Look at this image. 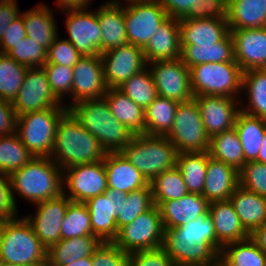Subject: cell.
Segmentation results:
<instances>
[{"label":"cell","mask_w":266,"mask_h":266,"mask_svg":"<svg viewBox=\"0 0 266 266\" xmlns=\"http://www.w3.org/2000/svg\"><path fill=\"white\" fill-rule=\"evenodd\" d=\"M161 248L175 266H217L223 245L208 211L183 226L164 229Z\"/></svg>","instance_id":"1"},{"label":"cell","mask_w":266,"mask_h":266,"mask_svg":"<svg viewBox=\"0 0 266 266\" xmlns=\"http://www.w3.org/2000/svg\"><path fill=\"white\" fill-rule=\"evenodd\" d=\"M107 152L68 110L61 118L50 158L62 169L104 160Z\"/></svg>","instance_id":"2"},{"label":"cell","mask_w":266,"mask_h":266,"mask_svg":"<svg viewBox=\"0 0 266 266\" xmlns=\"http://www.w3.org/2000/svg\"><path fill=\"white\" fill-rule=\"evenodd\" d=\"M63 170L50 157H35L12 172L11 189L31 203L46 201L63 193Z\"/></svg>","instance_id":"3"},{"label":"cell","mask_w":266,"mask_h":266,"mask_svg":"<svg viewBox=\"0 0 266 266\" xmlns=\"http://www.w3.org/2000/svg\"><path fill=\"white\" fill-rule=\"evenodd\" d=\"M69 110L107 153L120 152L134 136L114 117L104 97L77 102Z\"/></svg>","instance_id":"4"},{"label":"cell","mask_w":266,"mask_h":266,"mask_svg":"<svg viewBox=\"0 0 266 266\" xmlns=\"http://www.w3.org/2000/svg\"><path fill=\"white\" fill-rule=\"evenodd\" d=\"M0 261L22 266H46L47 248L25 217L0 221Z\"/></svg>","instance_id":"5"},{"label":"cell","mask_w":266,"mask_h":266,"mask_svg":"<svg viewBox=\"0 0 266 266\" xmlns=\"http://www.w3.org/2000/svg\"><path fill=\"white\" fill-rule=\"evenodd\" d=\"M120 152L149 183L176 166L177 151L166 136L134 135Z\"/></svg>","instance_id":"6"},{"label":"cell","mask_w":266,"mask_h":266,"mask_svg":"<svg viewBox=\"0 0 266 266\" xmlns=\"http://www.w3.org/2000/svg\"><path fill=\"white\" fill-rule=\"evenodd\" d=\"M68 110L67 107H53L16 117L15 132L34 157L51 156L58 124Z\"/></svg>","instance_id":"7"},{"label":"cell","mask_w":266,"mask_h":266,"mask_svg":"<svg viewBox=\"0 0 266 266\" xmlns=\"http://www.w3.org/2000/svg\"><path fill=\"white\" fill-rule=\"evenodd\" d=\"M243 71L237 62L201 63L190 68L193 97L226 96L236 99L242 89Z\"/></svg>","instance_id":"8"},{"label":"cell","mask_w":266,"mask_h":266,"mask_svg":"<svg viewBox=\"0 0 266 266\" xmlns=\"http://www.w3.org/2000/svg\"><path fill=\"white\" fill-rule=\"evenodd\" d=\"M166 137L175 145L177 153L205 152L210 147V137L203 126L196 99L180 102L173 127Z\"/></svg>","instance_id":"9"},{"label":"cell","mask_w":266,"mask_h":266,"mask_svg":"<svg viewBox=\"0 0 266 266\" xmlns=\"http://www.w3.org/2000/svg\"><path fill=\"white\" fill-rule=\"evenodd\" d=\"M164 227L155 204L118 230L113 243L127 254L162 247Z\"/></svg>","instance_id":"10"},{"label":"cell","mask_w":266,"mask_h":266,"mask_svg":"<svg viewBox=\"0 0 266 266\" xmlns=\"http://www.w3.org/2000/svg\"><path fill=\"white\" fill-rule=\"evenodd\" d=\"M125 1L129 2L123 7L128 43L144 48L168 15L159 0Z\"/></svg>","instance_id":"11"},{"label":"cell","mask_w":266,"mask_h":266,"mask_svg":"<svg viewBox=\"0 0 266 266\" xmlns=\"http://www.w3.org/2000/svg\"><path fill=\"white\" fill-rule=\"evenodd\" d=\"M52 92L42 67L28 68L23 85L11 102L16 117L27 112L42 111L53 107H66Z\"/></svg>","instance_id":"12"},{"label":"cell","mask_w":266,"mask_h":266,"mask_svg":"<svg viewBox=\"0 0 266 266\" xmlns=\"http://www.w3.org/2000/svg\"><path fill=\"white\" fill-rule=\"evenodd\" d=\"M63 176V189L67 187L70 193L66 196L73 202L85 203L88 199L103 194L107 190L103 160L65 168Z\"/></svg>","instance_id":"13"},{"label":"cell","mask_w":266,"mask_h":266,"mask_svg":"<svg viewBox=\"0 0 266 266\" xmlns=\"http://www.w3.org/2000/svg\"><path fill=\"white\" fill-rule=\"evenodd\" d=\"M126 195L119 190L107 188L103 194L85 202L90 213L93 235L101 242H113L116 239L118 234L116 219Z\"/></svg>","instance_id":"14"},{"label":"cell","mask_w":266,"mask_h":266,"mask_svg":"<svg viewBox=\"0 0 266 266\" xmlns=\"http://www.w3.org/2000/svg\"><path fill=\"white\" fill-rule=\"evenodd\" d=\"M100 55L108 89H118L130 77L147 67L143 48L130 43L105 51Z\"/></svg>","instance_id":"15"},{"label":"cell","mask_w":266,"mask_h":266,"mask_svg":"<svg viewBox=\"0 0 266 266\" xmlns=\"http://www.w3.org/2000/svg\"><path fill=\"white\" fill-rule=\"evenodd\" d=\"M147 64L154 80L158 96L177 102L193 98L190 87V69L180 58L176 60L154 61Z\"/></svg>","instance_id":"16"},{"label":"cell","mask_w":266,"mask_h":266,"mask_svg":"<svg viewBox=\"0 0 266 266\" xmlns=\"http://www.w3.org/2000/svg\"><path fill=\"white\" fill-rule=\"evenodd\" d=\"M108 90L101 55L82 56L73 66L72 104L100 99Z\"/></svg>","instance_id":"17"},{"label":"cell","mask_w":266,"mask_h":266,"mask_svg":"<svg viewBox=\"0 0 266 266\" xmlns=\"http://www.w3.org/2000/svg\"><path fill=\"white\" fill-rule=\"evenodd\" d=\"M65 192L66 190H63L58 197L34 204L37 207L36 215L25 217L47 249L61 239V224L71 201Z\"/></svg>","instance_id":"18"},{"label":"cell","mask_w":266,"mask_h":266,"mask_svg":"<svg viewBox=\"0 0 266 266\" xmlns=\"http://www.w3.org/2000/svg\"><path fill=\"white\" fill-rule=\"evenodd\" d=\"M66 29L70 41L82 56L101 54V28L96 12L69 10Z\"/></svg>","instance_id":"19"},{"label":"cell","mask_w":266,"mask_h":266,"mask_svg":"<svg viewBox=\"0 0 266 266\" xmlns=\"http://www.w3.org/2000/svg\"><path fill=\"white\" fill-rule=\"evenodd\" d=\"M194 98L198 103L203 126L210 138L235 126L236 117L240 111L237 107V99L211 95H200Z\"/></svg>","instance_id":"20"},{"label":"cell","mask_w":266,"mask_h":266,"mask_svg":"<svg viewBox=\"0 0 266 266\" xmlns=\"http://www.w3.org/2000/svg\"><path fill=\"white\" fill-rule=\"evenodd\" d=\"M234 57L242 71L266 69V27L229 30Z\"/></svg>","instance_id":"21"},{"label":"cell","mask_w":266,"mask_h":266,"mask_svg":"<svg viewBox=\"0 0 266 266\" xmlns=\"http://www.w3.org/2000/svg\"><path fill=\"white\" fill-rule=\"evenodd\" d=\"M146 63L180 58L179 19L167 17L143 48Z\"/></svg>","instance_id":"22"},{"label":"cell","mask_w":266,"mask_h":266,"mask_svg":"<svg viewBox=\"0 0 266 266\" xmlns=\"http://www.w3.org/2000/svg\"><path fill=\"white\" fill-rule=\"evenodd\" d=\"M209 201L201 194L188 193L177 200L158 205L164 229L175 228L195 220L209 211Z\"/></svg>","instance_id":"23"},{"label":"cell","mask_w":266,"mask_h":266,"mask_svg":"<svg viewBox=\"0 0 266 266\" xmlns=\"http://www.w3.org/2000/svg\"><path fill=\"white\" fill-rule=\"evenodd\" d=\"M239 185V171L231 165L212 158L208 152V166L202 196L209 202L228 201Z\"/></svg>","instance_id":"24"},{"label":"cell","mask_w":266,"mask_h":266,"mask_svg":"<svg viewBox=\"0 0 266 266\" xmlns=\"http://www.w3.org/2000/svg\"><path fill=\"white\" fill-rule=\"evenodd\" d=\"M106 170L107 188L129 193L146 187L149 182L121 152H109L103 160Z\"/></svg>","instance_id":"25"},{"label":"cell","mask_w":266,"mask_h":266,"mask_svg":"<svg viewBox=\"0 0 266 266\" xmlns=\"http://www.w3.org/2000/svg\"><path fill=\"white\" fill-rule=\"evenodd\" d=\"M96 15L101 28V53L128 43L121 1L102 4Z\"/></svg>","instance_id":"26"},{"label":"cell","mask_w":266,"mask_h":266,"mask_svg":"<svg viewBox=\"0 0 266 266\" xmlns=\"http://www.w3.org/2000/svg\"><path fill=\"white\" fill-rule=\"evenodd\" d=\"M180 44H213L230 31L227 18L179 19Z\"/></svg>","instance_id":"27"},{"label":"cell","mask_w":266,"mask_h":266,"mask_svg":"<svg viewBox=\"0 0 266 266\" xmlns=\"http://www.w3.org/2000/svg\"><path fill=\"white\" fill-rule=\"evenodd\" d=\"M168 17L227 18L228 0H159Z\"/></svg>","instance_id":"28"},{"label":"cell","mask_w":266,"mask_h":266,"mask_svg":"<svg viewBox=\"0 0 266 266\" xmlns=\"http://www.w3.org/2000/svg\"><path fill=\"white\" fill-rule=\"evenodd\" d=\"M180 59L190 69L201 63L236 62L234 42L230 32L213 44H180Z\"/></svg>","instance_id":"29"},{"label":"cell","mask_w":266,"mask_h":266,"mask_svg":"<svg viewBox=\"0 0 266 266\" xmlns=\"http://www.w3.org/2000/svg\"><path fill=\"white\" fill-rule=\"evenodd\" d=\"M209 214L212 216L216 238L223 246L250 237L230 200L210 202Z\"/></svg>","instance_id":"30"},{"label":"cell","mask_w":266,"mask_h":266,"mask_svg":"<svg viewBox=\"0 0 266 266\" xmlns=\"http://www.w3.org/2000/svg\"><path fill=\"white\" fill-rule=\"evenodd\" d=\"M229 200L249 234L266 222V197L238 185Z\"/></svg>","instance_id":"31"},{"label":"cell","mask_w":266,"mask_h":266,"mask_svg":"<svg viewBox=\"0 0 266 266\" xmlns=\"http://www.w3.org/2000/svg\"><path fill=\"white\" fill-rule=\"evenodd\" d=\"M101 241L94 235L60 239L47 249L46 266H63L75 260L92 256Z\"/></svg>","instance_id":"32"},{"label":"cell","mask_w":266,"mask_h":266,"mask_svg":"<svg viewBox=\"0 0 266 266\" xmlns=\"http://www.w3.org/2000/svg\"><path fill=\"white\" fill-rule=\"evenodd\" d=\"M229 30L266 27V0H228Z\"/></svg>","instance_id":"33"},{"label":"cell","mask_w":266,"mask_h":266,"mask_svg":"<svg viewBox=\"0 0 266 266\" xmlns=\"http://www.w3.org/2000/svg\"><path fill=\"white\" fill-rule=\"evenodd\" d=\"M114 117L134 135L145 134V110L119 89H108L103 96Z\"/></svg>","instance_id":"34"},{"label":"cell","mask_w":266,"mask_h":266,"mask_svg":"<svg viewBox=\"0 0 266 266\" xmlns=\"http://www.w3.org/2000/svg\"><path fill=\"white\" fill-rule=\"evenodd\" d=\"M234 128L243 148L244 164L256 161L266 131V120L240 110Z\"/></svg>","instance_id":"35"},{"label":"cell","mask_w":266,"mask_h":266,"mask_svg":"<svg viewBox=\"0 0 266 266\" xmlns=\"http://www.w3.org/2000/svg\"><path fill=\"white\" fill-rule=\"evenodd\" d=\"M21 15L26 36L30 37L38 45L48 49L58 37L54 16H52L53 13L48 9V6L40 4L32 10L23 12Z\"/></svg>","instance_id":"36"},{"label":"cell","mask_w":266,"mask_h":266,"mask_svg":"<svg viewBox=\"0 0 266 266\" xmlns=\"http://www.w3.org/2000/svg\"><path fill=\"white\" fill-rule=\"evenodd\" d=\"M179 102L157 96L145 109V135L166 136L173 127Z\"/></svg>","instance_id":"37"},{"label":"cell","mask_w":266,"mask_h":266,"mask_svg":"<svg viewBox=\"0 0 266 266\" xmlns=\"http://www.w3.org/2000/svg\"><path fill=\"white\" fill-rule=\"evenodd\" d=\"M221 266H266V254L249 237L225 244L219 255Z\"/></svg>","instance_id":"38"},{"label":"cell","mask_w":266,"mask_h":266,"mask_svg":"<svg viewBox=\"0 0 266 266\" xmlns=\"http://www.w3.org/2000/svg\"><path fill=\"white\" fill-rule=\"evenodd\" d=\"M207 166L208 151L177 153L176 167L181 172L189 193L202 195Z\"/></svg>","instance_id":"39"},{"label":"cell","mask_w":266,"mask_h":266,"mask_svg":"<svg viewBox=\"0 0 266 266\" xmlns=\"http://www.w3.org/2000/svg\"><path fill=\"white\" fill-rule=\"evenodd\" d=\"M209 155L239 171L244 166V153L238 134L233 127L210 138Z\"/></svg>","instance_id":"40"},{"label":"cell","mask_w":266,"mask_h":266,"mask_svg":"<svg viewBox=\"0 0 266 266\" xmlns=\"http://www.w3.org/2000/svg\"><path fill=\"white\" fill-rule=\"evenodd\" d=\"M249 99L243 112L266 120V69H250L243 72L242 89Z\"/></svg>","instance_id":"41"},{"label":"cell","mask_w":266,"mask_h":266,"mask_svg":"<svg viewBox=\"0 0 266 266\" xmlns=\"http://www.w3.org/2000/svg\"><path fill=\"white\" fill-rule=\"evenodd\" d=\"M34 155L23 145L16 132L0 136V172L10 175L33 160Z\"/></svg>","instance_id":"42"},{"label":"cell","mask_w":266,"mask_h":266,"mask_svg":"<svg viewBox=\"0 0 266 266\" xmlns=\"http://www.w3.org/2000/svg\"><path fill=\"white\" fill-rule=\"evenodd\" d=\"M150 185L153 203L156 206L164 201L180 199L189 193L182 174L176 166L156 176Z\"/></svg>","instance_id":"43"},{"label":"cell","mask_w":266,"mask_h":266,"mask_svg":"<svg viewBox=\"0 0 266 266\" xmlns=\"http://www.w3.org/2000/svg\"><path fill=\"white\" fill-rule=\"evenodd\" d=\"M28 67L0 54V99L12 102L23 85Z\"/></svg>","instance_id":"44"},{"label":"cell","mask_w":266,"mask_h":266,"mask_svg":"<svg viewBox=\"0 0 266 266\" xmlns=\"http://www.w3.org/2000/svg\"><path fill=\"white\" fill-rule=\"evenodd\" d=\"M118 89L144 110L158 96L154 80L147 67L130 77Z\"/></svg>","instance_id":"45"},{"label":"cell","mask_w":266,"mask_h":266,"mask_svg":"<svg viewBox=\"0 0 266 266\" xmlns=\"http://www.w3.org/2000/svg\"><path fill=\"white\" fill-rule=\"evenodd\" d=\"M60 234L61 239L93 235L90 213L85 203L73 201L68 203Z\"/></svg>","instance_id":"46"},{"label":"cell","mask_w":266,"mask_h":266,"mask_svg":"<svg viewBox=\"0 0 266 266\" xmlns=\"http://www.w3.org/2000/svg\"><path fill=\"white\" fill-rule=\"evenodd\" d=\"M153 205L150 183L146 187L127 193L126 200L123 202L116 219L118 230L131 223L138 215L147 211Z\"/></svg>","instance_id":"47"},{"label":"cell","mask_w":266,"mask_h":266,"mask_svg":"<svg viewBox=\"0 0 266 266\" xmlns=\"http://www.w3.org/2000/svg\"><path fill=\"white\" fill-rule=\"evenodd\" d=\"M11 58L28 68L42 67L47 60V49L26 36L7 53Z\"/></svg>","instance_id":"48"},{"label":"cell","mask_w":266,"mask_h":266,"mask_svg":"<svg viewBox=\"0 0 266 266\" xmlns=\"http://www.w3.org/2000/svg\"><path fill=\"white\" fill-rule=\"evenodd\" d=\"M42 68L46 73L52 92L60 101L64 99L65 93L72 96L73 67L44 64Z\"/></svg>","instance_id":"49"},{"label":"cell","mask_w":266,"mask_h":266,"mask_svg":"<svg viewBox=\"0 0 266 266\" xmlns=\"http://www.w3.org/2000/svg\"><path fill=\"white\" fill-rule=\"evenodd\" d=\"M239 185L266 197V164L257 161L246 162L239 170Z\"/></svg>","instance_id":"50"},{"label":"cell","mask_w":266,"mask_h":266,"mask_svg":"<svg viewBox=\"0 0 266 266\" xmlns=\"http://www.w3.org/2000/svg\"><path fill=\"white\" fill-rule=\"evenodd\" d=\"M82 57L73 44L66 40H59L58 37L47 49V60L45 64H59L73 67Z\"/></svg>","instance_id":"51"},{"label":"cell","mask_w":266,"mask_h":266,"mask_svg":"<svg viewBox=\"0 0 266 266\" xmlns=\"http://www.w3.org/2000/svg\"><path fill=\"white\" fill-rule=\"evenodd\" d=\"M129 254L113 242H101L92 254L93 266H128Z\"/></svg>","instance_id":"52"},{"label":"cell","mask_w":266,"mask_h":266,"mask_svg":"<svg viewBox=\"0 0 266 266\" xmlns=\"http://www.w3.org/2000/svg\"><path fill=\"white\" fill-rule=\"evenodd\" d=\"M128 266H175L162 248L129 254Z\"/></svg>","instance_id":"53"},{"label":"cell","mask_w":266,"mask_h":266,"mask_svg":"<svg viewBox=\"0 0 266 266\" xmlns=\"http://www.w3.org/2000/svg\"><path fill=\"white\" fill-rule=\"evenodd\" d=\"M9 175L0 172V221L13 220L17 213Z\"/></svg>","instance_id":"54"},{"label":"cell","mask_w":266,"mask_h":266,"mask_svg":"<svg viewBox=\"0 0 266 266\" xmlns=\"http://www.w3.org/2000/svg\"><path fill=\"white\" fill-rule=\"evenodd\" d=\"M26 37V30L22 15L16 18L6 29V33L0 40V51L1 53L7 54L11 49L14 48L15 44L20 42Z\"/></svg>","instance_id":"55"},{"label":"cell","mask_w":266,"mask_h":266,"mask_svg":"<svg viewBox=\"0 0 266 266\" xmlns=\"http://www.w3.org/2000/svg\"><path fill=\"white\" fill-rule=\"evenodd\" d=\"M16 2L15 0H0V40L9 25L21 15Z\"/></svg>","instance_id":"56"},{"label":"cell","mask_w":266,"mask_h":266,"mask_svg":"<svg viewBox=\"0 0 266 266\" xmlns=\"http://www.w3.org/2000/svg\"><path fill=\"white\" fill-rule=\"evenodd\" d=\"M16 114L10 101L0 99V136L15 132Z\"/></svg>","instance_id":"57"},{"label":"cell","mask_w":266,"mask_h":266,"mask_svg":"<svg viewBox=\"0 0 266 266\" xmlns=\"http://www.w3.org/2000/svg\"><path fill=\"white\" fill-rule=\"evenodd\" d=\"M91 0H58L56 1L62 10H85L90 4Z\"/></svg>","instance_id":"58"},{"label":"cell","mask_w":266,"mask_h":266,"mask_svg":"<svg viewBox=\"0 0 266 266\" xmlns=\"http://www.w3.org/2000/svg\"><path fill=\"white\" fill-rule=\"evenodd\" d=\"M250 238L266 254V222L259 228L255 229Z\"/></svg>","instance_id":"59"},{"label":"cell","mask_w":266,"mask_h":266,"mask_svg":"<svg viewBox=\"0 0 266 266\" xmlns=\"http://www.w3.org/2000/svg\"><path fill=\"white\" fill-rule=\"evenodd\" d=\"M63 266H93L92 264V256H87L85 258H81L79 260H75L70 264H66Z\"/></svg>","instance_id":"60"},{"label":"cell","mask_w":266,"mask_h":266,"mask_svg":"<svg viewBox=\"0 0 266 266\" xmlns=\"http://www.w3.org/2000/svg\"><path fill=\"white\" fill-rule=\"evenodd\" d=\"M257 162L266 164V131L264 133V139L262 143V147L258 153Z\"/></svg>","instance_id":"61"},{"label":"cell","mask_w":266,"mask_h":266,"mask_svg":"<svg viewBox=\"0 0 266 266\" xmlns=\"http://www.w3.org/2000/svg\"><path fill=\"white\" fill-rule=\"evenodd\" d=\"M0 266H22V265L9 264V263H5V262L0 261Z\"/></svg>","instance_id":"62"}]
</instances>
